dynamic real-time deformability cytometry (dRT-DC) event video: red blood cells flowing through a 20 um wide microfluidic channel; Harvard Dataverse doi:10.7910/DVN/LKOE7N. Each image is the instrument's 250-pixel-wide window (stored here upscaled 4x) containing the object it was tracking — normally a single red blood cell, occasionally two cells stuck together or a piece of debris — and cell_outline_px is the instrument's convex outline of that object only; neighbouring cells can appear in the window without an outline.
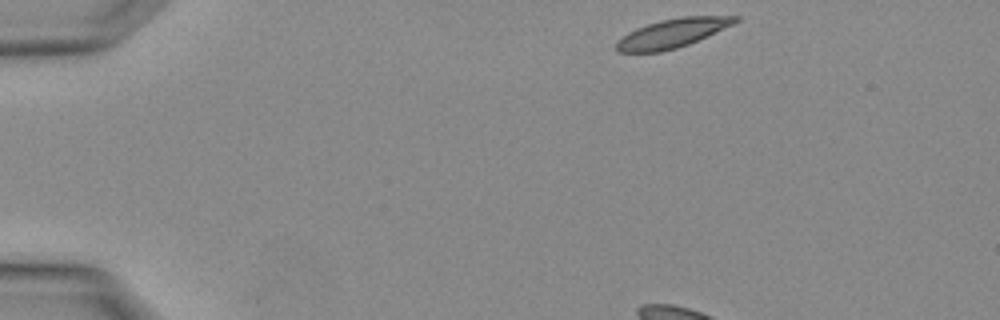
{"species": "Egyptian fruit bat (a non-hibernating species)", "species_latin": "Rousettus aegyptiacus", "temperature_condition": "warm", "stored_images_in_passage": 3, "camera_frame_rate_fps": 3000, "um_per_image_px": 0.085, "animal": {"sex": "female"}, "frame": {"image": 1, "passage_image": 1, "time_ms": 0.0, "image_size_px": [1000, 320], "cell_outline_px": [[740, 20], [732, 24], [688, 44], [676, 48], [660, 52], [616, 52], [616, 40], [628, 32], [636, 28], [660, 20], [680, 16], [740, 16]], "centroid_in_image_um": [57.09, 2.82], "position_along_channel_um": 27.9, "area_um2": 19.83}}
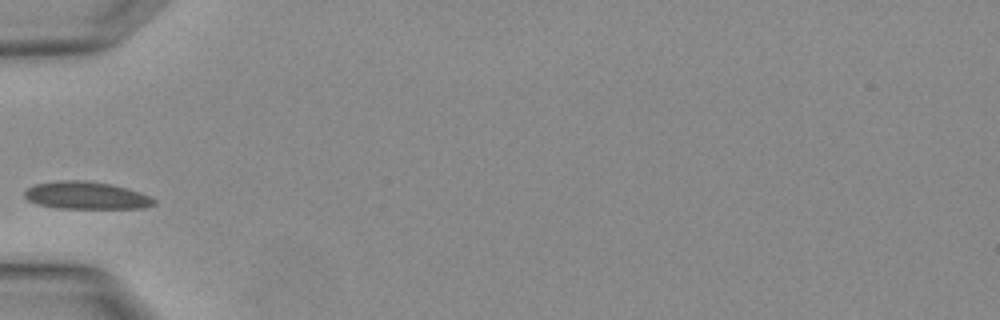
{"frame": {"image": 2, "passage_image": 3, "time_ms": 0.667, "image_size_px": [1000, 320], "cell_outline_px": [[156, 204], [144, 208], [56, 208], [36, 204], [28, 200], [24, 196], [24, 192], [28, 188], [36, 184], [64, 180], [76, 180], [112, 184], [128, 188], [148, 196], [156, 200]], "centroid_in_image_um": [7.33, 16.62], "position_along_channel_um": 77.7, "area_um2": 20.58}}